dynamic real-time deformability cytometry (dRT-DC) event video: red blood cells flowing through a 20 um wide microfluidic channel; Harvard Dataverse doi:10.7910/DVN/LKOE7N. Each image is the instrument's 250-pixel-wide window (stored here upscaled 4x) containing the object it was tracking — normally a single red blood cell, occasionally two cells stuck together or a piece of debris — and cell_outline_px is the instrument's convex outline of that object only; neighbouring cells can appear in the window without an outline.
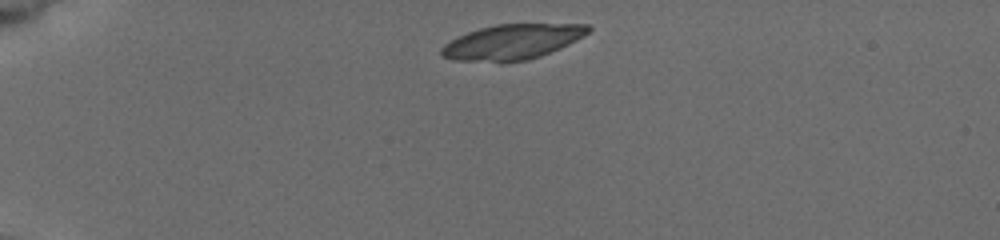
{"species": "common noctule bat (a hibernating species)", "species_latin": "Nyctalus noctula", "temperature_condition": "cold", "stored_images_in_passage": 4, "camera_frame_rate_fps": 3000, "um_per_image_px": 0.085, "animal": {"sex": "female", "body_mass_g": 19.5, "forearm_length_mm": 54.1}, "frame": {"image": 1, "passage_image": 1, "time_ms": 0.0, "image_size_px": [1000, 240], "cell_outline_px": [[592, 28], [584, 36], [560, 48], [540, 56], [528, 60], [500, 64], [452, 60], [440, 56], [440, 48], [444, 44], [468, 32], [480, 28], [496, 24], [588, 24]], "centroid_in_image_um": [43.5, 3.59], "position_along_channel_um": 41.5, "area_um2": 30.52}}